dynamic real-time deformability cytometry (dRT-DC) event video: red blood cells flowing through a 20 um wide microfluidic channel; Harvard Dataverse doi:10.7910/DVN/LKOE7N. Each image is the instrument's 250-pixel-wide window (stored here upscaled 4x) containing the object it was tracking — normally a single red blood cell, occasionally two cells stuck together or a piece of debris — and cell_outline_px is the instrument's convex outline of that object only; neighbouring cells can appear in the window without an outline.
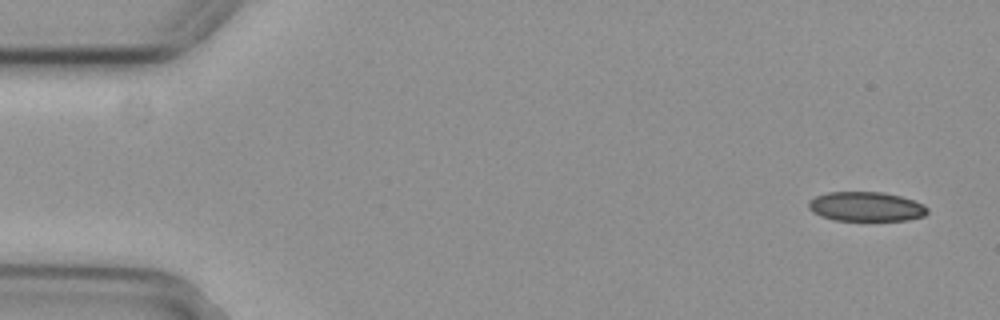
{"species": "common noctule bat (a hibernating species)", "species_latin": "Nyctalus noctula", "temperature_condition": "cold", "stored_images_in_passage": 10, "camera_frame_rate_fps": 3000, "um_per_image_px": 0.085, "animal": {"sex": "female", "body_mass_g": 29.2, "forearm_length_mm": 56.3}, "frame": {"image": 1, "passage_image": 1, "time_ms": 0.0, "image_size_px": [1000, 320], "cell_outline_px": [[928, 212], [924, 216], [908, 220], [832, 220], [820, 216], [812, 212], [808, 208], [808, 200], [816, 196], [828, 192], [884, 192], [900, 196], [924, 204], [928, 208]], "centroid_in_image_um": [73.59, 17.56], "position_along_channel_um": 11.4, "area_um2": 20.52}}